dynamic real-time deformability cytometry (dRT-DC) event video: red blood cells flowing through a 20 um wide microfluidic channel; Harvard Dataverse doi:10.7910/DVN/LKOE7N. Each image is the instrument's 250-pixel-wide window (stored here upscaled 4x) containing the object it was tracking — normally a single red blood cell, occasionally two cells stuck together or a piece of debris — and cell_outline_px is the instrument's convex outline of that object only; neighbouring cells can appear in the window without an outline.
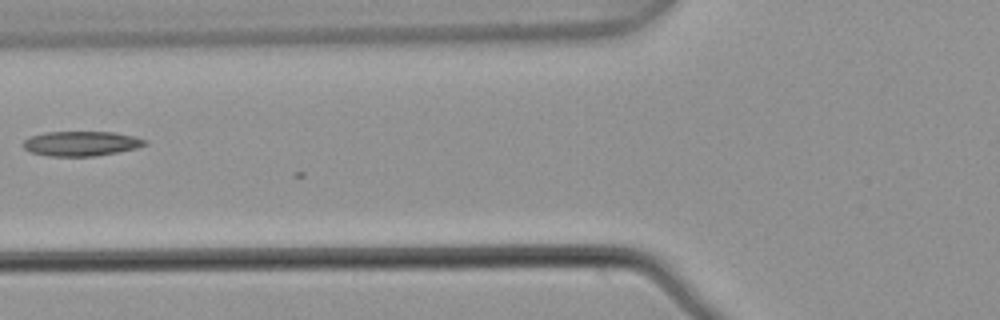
{"species": "common noctule bat (a hibernating species)", "species_latin": "Nyctalus noctula", "temperature_condition": "warm", "stored_images_in_passage": 4, "camera_frame_rate_fps": 3000, "um_per_image_px": 0.085, "animal": {"sex": "male", "body_mass_g": 21.5, "forearm_length_mm": 52.0}, "frame": {"image": 1, "passage_image": 4, "time_ms": 1.0, "image_size_px": [1000, 320], "cell_outline_px": [[148, 144], [136, 148], [116, 152], [92, 156], [48, 156], [32, 152], [24, 148], [24, 140], [28, 136], [44, 132], [112, 132], [136, 136], [148, 140]], "centroid_in_image_um": [6.91, 12.19], "position_along_channel_um": 118.9, "area_um2": 17.57}}